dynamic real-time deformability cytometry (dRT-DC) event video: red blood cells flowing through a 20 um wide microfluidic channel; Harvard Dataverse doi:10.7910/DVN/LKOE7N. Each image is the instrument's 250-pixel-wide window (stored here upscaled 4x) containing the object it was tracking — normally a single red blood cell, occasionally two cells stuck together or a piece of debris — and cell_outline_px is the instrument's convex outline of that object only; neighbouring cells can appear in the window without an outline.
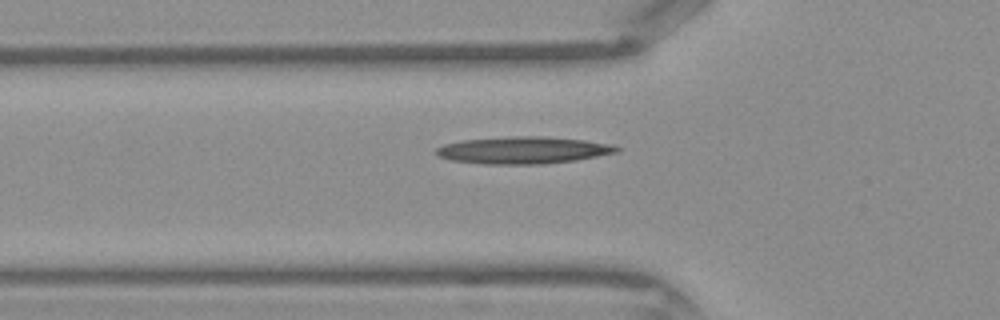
{"species": "Egyptian fruit bat (a non-hibernating species)", "species_latin": "Rousettus aegyptiacus", "temperature_condition": "warm", "stored_images_in_passage": 33, "camera_frame_rate_fps": 3000, "um_per_image_px": 0.085, "frame": {"image": 1, "passage_image": 9, "time_ms": 2.667, "image_size_px": [1000, 320], "cell_outline_px": [[624, 148], [620, 152], [576, 160], [544, 164], [484, 164], [452, 160], [440, 156], [436, 152], [436, 148], [444, 144], [464, 140], [512, 136], [540, 136], [584, 140], [612, 144]], "centroid_in_image_um": [44.55, 12.77], "position_along_channel_um": 81.2, "area_um2": 28.5}}
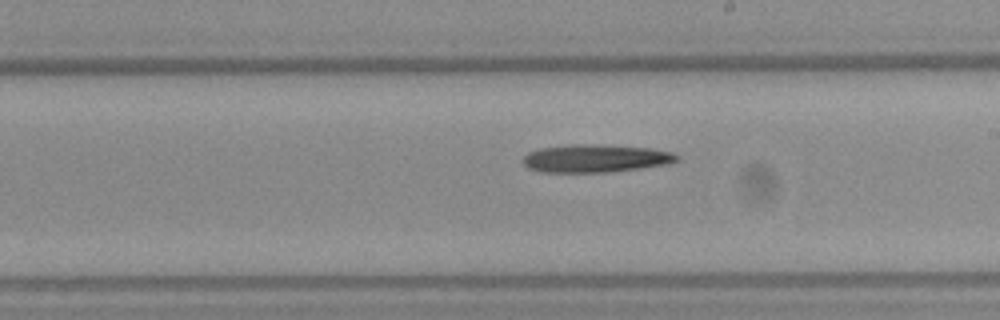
{"frame": {"image": 2, "passage_image": 19, "time_ms": 6.0, "image_size_px": [1000, 320], "cell_outline_px": [[680, 160], [668, 164], [640, 168], [608, 172], [540, 172], [528, 168], [520, 160], [528, 152], [540, 148], [568, 144], [592, 144], [652, 148], [672, 152], [680, 156]], "centroid_in_image_um": [50.61, 13.46], "position_along_channel_um": 238.4, "area_um2": 25.26}}
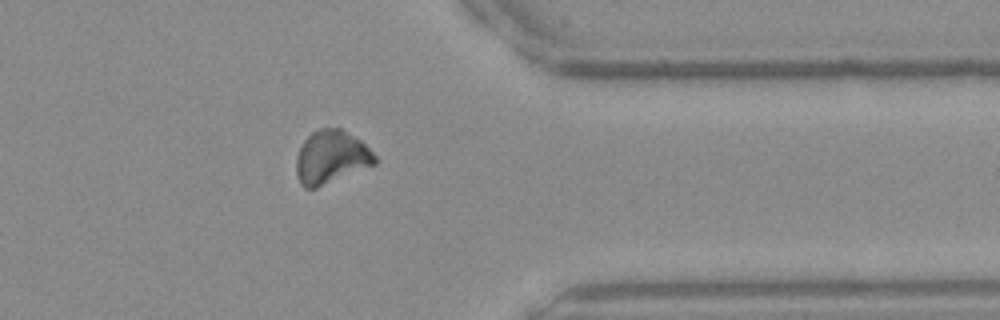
{"frame": {"image": 3, "passage_image": 29, "time_ms": 9.333, "image_size_px": [1000, 320], "cell_outline_px": [[376, 164], [316, 188], [304, 188], [300, 184], [296, 176], [296, 156], [304, 140], [312, 132], [320, 128], [340, 128], [360, 140], [376, 156]], "centroid_in_image_um": [28.12, 13.37], "position_along_channel_um": 383.3, "area_um2": 24.28}}